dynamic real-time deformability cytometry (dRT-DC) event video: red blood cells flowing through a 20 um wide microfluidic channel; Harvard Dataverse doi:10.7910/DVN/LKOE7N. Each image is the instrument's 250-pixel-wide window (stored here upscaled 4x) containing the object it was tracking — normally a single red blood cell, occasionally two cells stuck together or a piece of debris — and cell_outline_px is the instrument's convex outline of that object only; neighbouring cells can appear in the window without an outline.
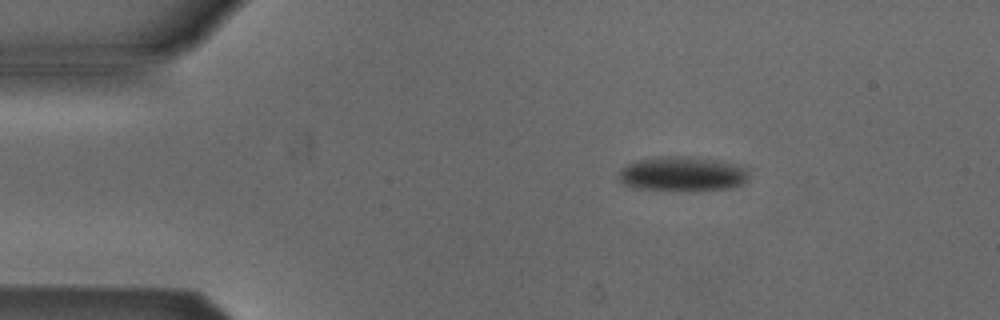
{"species": "Egyptian fruit bat (a non-hibernating species)", "species_latin": "Rousettus aegyptiacus", "temperature_condition": "cold", "stored_images_in_passage": 6, "camera_frame_rate_fps": 3000, "um_per_image_px": 0.085, "animal": {"sex": "male"}, "frame": {"image": 1, "passage_image": 1, "time_ms": 0.0, "image_size_px": [1000, 320], "cell_outline_px": [[752, 172], [748, 180], [744, 184], [732, 188], [692, 192], [636, 188], [624, 184], [616, 176], [620, 168], [636, 160], [660, 156], [688, 156], [716, 160], [740, 164], [752, 168]], "centroid_in_image_um": [58.1, 14.79], "position_along_channel_um": 26.9, "area_um2": 27.46}}
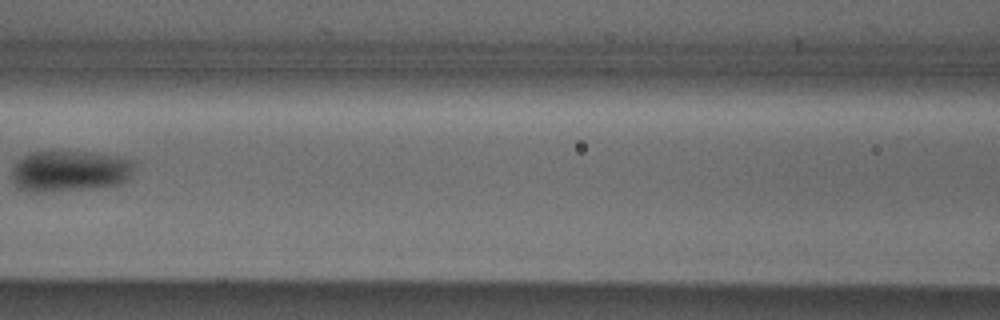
{"frame": {"image": 2, "passage_image": 5, "time_ms": 5.0, "image_size_px": [1000, 320], "cell_outline_px": [[136, 164], [128, 180], [124, 184], [92, 188], [52, 192], [32, 192], [16, 188], [12, 184], [12, 164], [16, 160], [32, 152], [92, 152], [116, 156], [136, 160]], "centroid_in_image_um": [5.93, 14.55], "position_along_channel_um": 160.7, "area_um2": 30.06}}
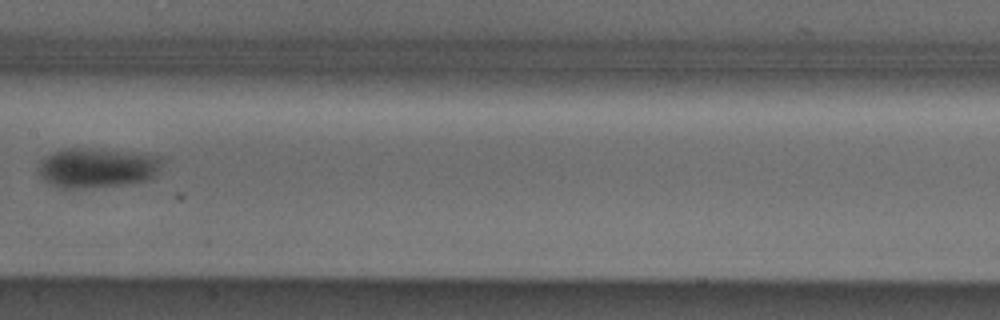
{"frame": {"image": 3, "passage_image": 6, "time_ms": 6.0, "image_size_px": [1000, 320], "cell_outline_px": [[164, 160], [156, 176], [148, 180], [128, 184], [76, 188], [64, 188], [48, 184], [40, 176], [36, 168], [40, 160], [56, 152], [68, 148], [88, 148], [160, 156]], "centroid_in_image_um": [8.25, 14.27], "position_along_channel_um": 199.2, "area_um2": 28.55}}